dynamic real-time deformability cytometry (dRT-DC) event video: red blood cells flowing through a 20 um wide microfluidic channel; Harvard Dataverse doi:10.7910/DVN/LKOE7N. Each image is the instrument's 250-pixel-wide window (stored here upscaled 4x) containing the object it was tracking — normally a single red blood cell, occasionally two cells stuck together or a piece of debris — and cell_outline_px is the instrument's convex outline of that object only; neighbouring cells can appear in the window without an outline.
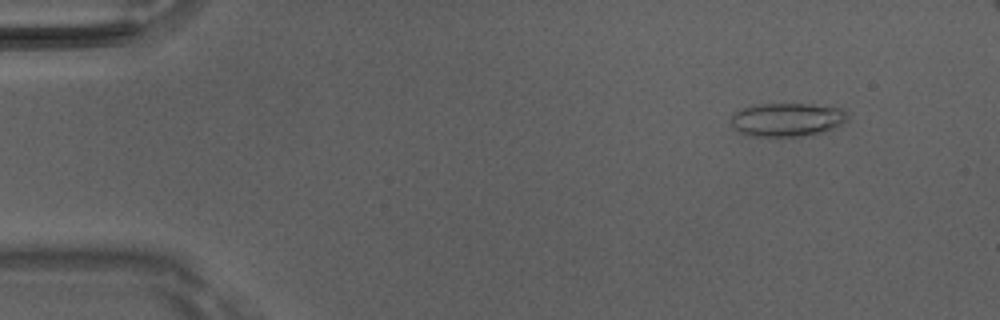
{"species": "Egyptian fruit bat (a non-hibernating species)", "species_latin": "Rousettus aegyptiacus", "temperature_condition": "room temperature", "stored_images_in_passage": 50, "camera_frame_rate_fps": 3000, "um_per_image_px": 0.085, "animal": {"sex": "male"}, "frame": {"image": 1, "passage_image": 6, "time_ms": 1.667, "image_size_px": [1000, 320], "cell_outline_px": [[848, 120], [824, 132], [800, 136], [744, 136], [732, 128], [732, 112], [756, 104], [812, 104], [844, 108], [848, 112]], "centroid_in_image_um": [66.89, 10.17], "position_along_channel_um": 18.1, "area_um2": 23.06}}
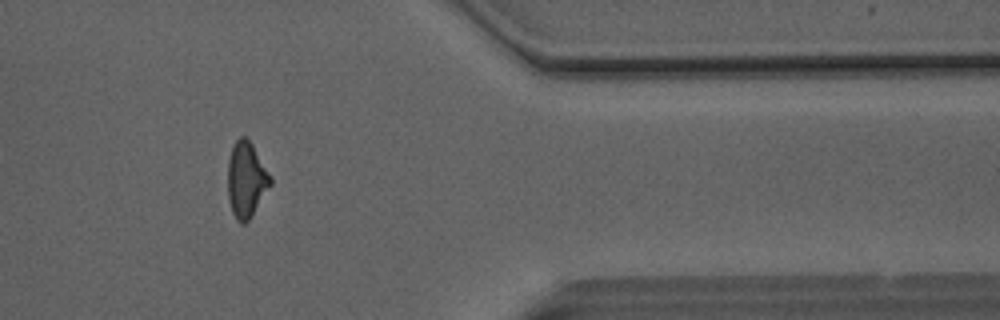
{"frame": {"image": 2, "passage_image": 42, "time_ms": 13.667, "image_size_px": [1000, 320], "cell_outline_px": [[272, 184], [248, 220], [244, 224], [240, 224], [236, 220], [232, 212], [228, 200], [228, 160], [232, 148], [236, 140], [240, 136], [244, 136], [252, 144], [272, 176]], "centroid_in_image_um": [20.94, 15.28], "position_along_channel_um": 390.5, "area_um2": 18.79}}
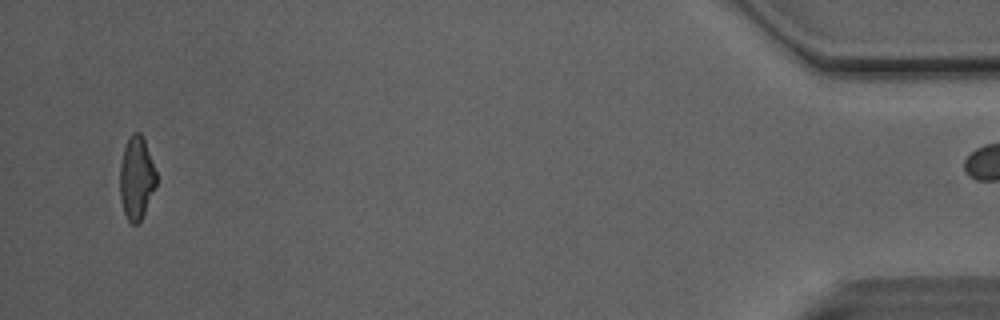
{"frame": {"image": 3, "passage_image": 49, "time_ms": 16.0, "image_size_px": [1000, 320], "cell_outline_px": [[156, 188], [140, 220], [136, 224], [132, 224], [128, 220], [124, 212], [120, 200], [120, 164], [124, 148], [132, 132], [140, 132], [144, 140], [156, 172]], "centroid_in_image_um": [11.59, 15.14], "position_along_channel_um": 423.6, "area_um2": 17.4}}